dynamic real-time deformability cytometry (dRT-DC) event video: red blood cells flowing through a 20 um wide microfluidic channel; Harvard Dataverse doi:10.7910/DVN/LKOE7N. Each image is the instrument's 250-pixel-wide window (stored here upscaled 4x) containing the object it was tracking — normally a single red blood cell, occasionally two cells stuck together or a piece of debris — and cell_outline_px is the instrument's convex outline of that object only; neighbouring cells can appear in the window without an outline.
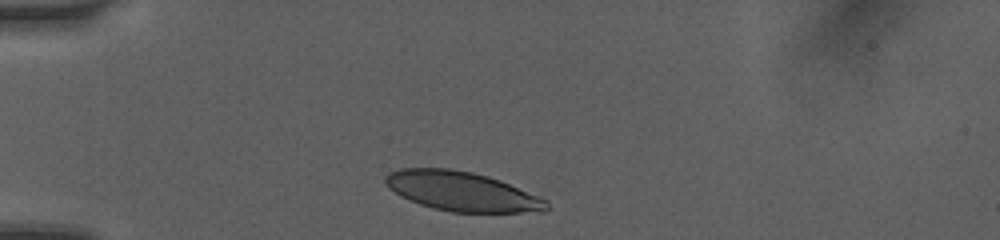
{"species": "human", "species_latin": "Homo sapiens", "temperature_condition": "room temperature", "stored_images_in_passage": 24, "camera_frame_rate_fps": 3000, "um_per_image_px": 0.085, "donor": {"sex": "female"}, "frame": {"image": 1, "passage_image": 1, "time_ms": 0.0, "image_size_px": [1000, 240], "cell_outline_px": [[548, 208], [544, 212], [452, 212], [432, 208], [420, 204], [400, 196], [388, 188], [384, 184], [384, 176], [388, 172], [400, 168], [448, 168], [472, 172], [488, 176], [500, 180], [548, 200]], "centroid_in_image_um": [39.22, 16.26], "position_along_channel_um": 45.8, "area_um2": 37.17}}
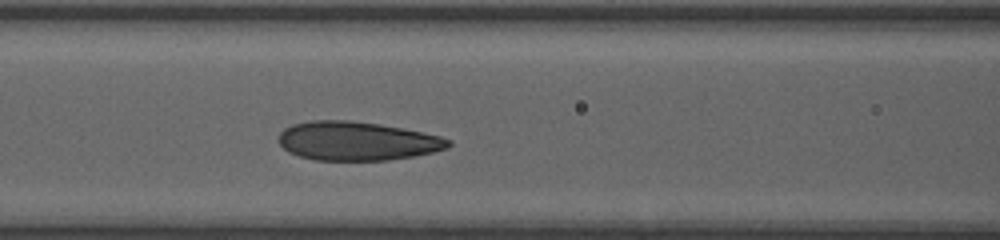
{"frame": {"image": 2, "passage_image": 16, "time_ms": 3.0, "image_size_px": [1000, 240], "cell_outline_px": [[452, 144], [448, 148], [432, 152], [412, 156], [388, 160], [312, 160], [288, 152], [276, 140], [280, 132], [284, 128], [292, 124], [312, 120], [348, 120], [376, 124], [400, 128], [440, 136], [452, 140]], "centroid_in_image_um": [30.3, 11.99], "position_along_channel_um": 136.3, "area_um2": 38.32}}
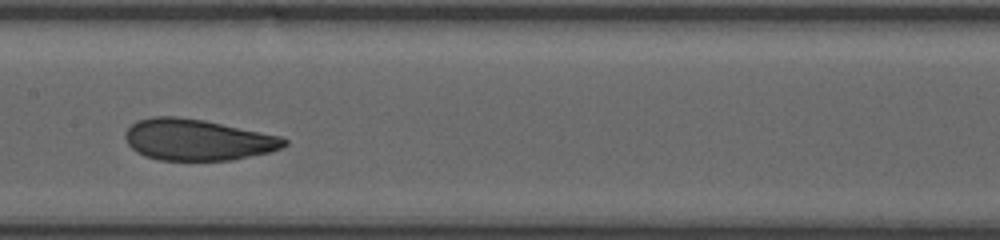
{"frame": {"image": 3, "passage_image": 23, "time_ms": 4.333, "image_size_px": [1000, 240], "cell_outline_px": [[288, 144], [284, 148], [268, 152], [232, 160], [160, 160], [144, 156], [136, 152], [128, 144], [124, 136], [128, 128], [136, 120], [152, 116], [176, 116], [204, 120], [284, 136], [288, 140]], "centroid_in_image_um": [16.81, 11.87], "position_along_channel_um": 190.6, "area_um2": 38.55}}